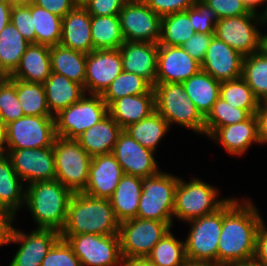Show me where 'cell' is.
<instances>
[{"instance_id":"cell-42","label":"cell","mask_w":267,"mask_h":266,"mask_svg":"<svg viewBox=\"0 0 267 266\" xmlns=\"http://www.w3.org/2000/svg\"><path fill=\"white\" fill-rule=\"evenodd\" d=\"M220 98L233 107L247 110L251 115L255 114L259 104V100L242 77L221 82Z\"/></svg>"},{"instance_id":"cell-15","label":"cell","mask_w":267,"mask_h":266,"mask_svg":"<svg viewBox=\"0 0 267 266\" xmlns=\"http://www.w3.org/2000/svg\"><path fill=\"white\" fill-rule=\"evenodd\" d=\"M61 238L54 229L35 228L28 234L12 226L8 244H19L9 266H41L46 254Z\"/></svg>"},{"instance_id":"cell-14","label":"cell","mask_w":267,"mask_h":266,"mask_svg":"<svg viewBox=\"0 0 267 266\" xmlns=\"http://www.w3.org/2000/svg\"><path fill=\"white\" fill-rule=\"evenodd\" d=\"M118 16L125 41L158 43L162 17L143 0H129Z\"/></svg>"},{"instance_id":"cell-48","label":"cell","mask_w":267,"mask_h":266,"mask_svg":"<svg viewBox=\"0 0 267 266\" xmlns=\"http://www.w3.org/2000/svg\"><path fill=\"white\" fill-rule=\"evenodd\" d=\"M129 0H83L81 5L93 16L118 15Z\"/></svg>"},{"instance_id":"cell-61","label":"cell","mask_w":267,"mask_h":266,"mask_svg":"<svg viewBox=\"0 0 267 266\" xmlns=\"http://www.w3.org/2000/svg\"><path fill=\"white\" fill-rule=\"evenodd\" d=\"M186 266H225L218 264L217 262H191L187 261Z\"/></svg>"},{"instance_id":"cell-22","label":"cell","mask_w":267,"mask_h":266,"mask_svg":"<svg viewBox=\"0 0 267 266\" xmlns=\"http://www.w3.org/2000/svg\"><path fill=\"white\" fill-rule=\"evenodd\" d=\"M119 51L123 71L140 75L153 86L156 84L158 43L124 41Z\"/></svg>"},{"instance_id":"cell-29","label":"cell","mask_w":267,"mask_h":266,"mask_svg":"<svg viewBox=\"0 0 267 266\" xmlns=\"http://www.w3.org/2000/svg\"><path fill=\"white\" fill-rule=\"evenodd\" d=\"M142 181L143 179L140 177L125 174L109 198L120 223L137 217Z\"/></svg>"},{"instance_id":"cell-26","label":"cell","mask_w":267,"mask_h":266,"mask_svg":"<svg viewBox=\"0 0 267 266\" xmlns=\"http://www.w3.org/2000/svg\"><path fill=\"white\" fill-rule=\"evenodd\" d=\"M154 111L155 94L124 96L114 100L108 106V114L123 130L148 117Z\"/></svg>"},{"instance_id":"cell-58","label":"cell","mask_w":267,"mask_h":266,"mask_svg":"<svg viewBox=\"0 0 267 266\" xmlns=\"http://www.w3.org/2000/svg\"><path fill=\"white\" fill-rule=\"evenodd\" d=\"M121 266H157L147 259H123Z\"/></svg>"},{"instance_id":"cell-41","label":"cell","mask_w":267,"mask_h":266,"mask_svg":"<svg viewBox=\"0 0 267 266\" xmlns=\"http://www.w3.org/2000/svg\"><path fill=\"white\" fill-rule=\"evenodd\" d=\"M16 94L25 116H52L43 84L16 79Z\"/></svg>"},{"instance_id":"cell-39","label":"cell","mask_w":267,"mask_h":266,"mask_svg":"<svg viewBox=\"0 0 267 266\" xmlns=\"http://www.w3.org/2000/svg\"><path fill=\"white\" fill-rule=\"evenodd\" d=\"M242 78L259 100H267V54L261 50L244 56Z\"/></svg>"},{"instance_id":"cell-51","label":"cell","mask_w":267,"mask_h":266,"mask_svg":"<svg viewBox=\"0 0 267 266\" xmlns=\"http://www.w3.org/2000/svg\"><path fill=\"white\" fill-rule=\"evenodd\" d=\"M155 13L163 17L172 13L186 11L196 0H143Z\"/></svg>"},{"instance_id":"cell-55","label":"cell","mask_w":267,"mask_h":266,"mask_svg":"<svg viewBox=\"0 0 267 266\" xmlns=\"http://www.w3.org/2000/svg\"><path fill=\"white\" fill-rule=\"evenodd\" d=\"M14 219L13 213H0V246L8 244Z\"/></svg>"},{"instance_id":"cell-30","label":"cell","mask_w":267,"mask_h":266,"mask_svg":"<svg viewBox=\"0 0 267 266\" xmlns=\"http://www.w3.org/2000/svg\"><path fill=\"white\" fill-rule=\"evenodd\" d=\"M184 89L196 109L205 118L212 110L213 104L220 97L221 82L215 80L210 74L200 70L183 83Z\"/></svg>"},{"instance_id":"cell-20","label":"cell","mask_w":267,"mask_h":266,"mask_svg":"<svg viewBox=\"0 0 267 266\" xmlns=\"http://www.w3.org/2000/svg\"><path fill=\"white\" fill-rule=\"evenodd\" d=\"M201 70V63L182 46L158 45L156 83H183Z\"/></svg>"},{"instance_id":"cell-35","label":"cell","mask_w":267,"mask_h":266,"mask_svg":"<svg viewBox=\"0 0 267 266\" xmlns=\"http://www.w3.org/2000/svg\"><path fill=\"white\" fill-rule=\"evenodd\" d=\"M91 38L94 50L119 49L125 41L118 15H91Z\"/></svg>"},{"instance_id":"cell-45","label":"cell","mask_w":267,"mask_h":266,"mask_svg":"<svg viewBox=\"0 0 267 266\" xmlns=\"http://www.w3.org/2000/svg\"><path fill=\"white\" fill-rule=\"evenodd\" d=\"M194 31L197 33H215L218 21L215 12L201 1H195L194 5L186 10Z\"/></svg>"},{"instance_id":"cell-1","label":"cell","mask_w":267,"mask_h":266,"mask_svg":"<svg viewBox=\"0 0 267 266\" xmlns=\"http://www.w3.org/2000/svg\"><path fill=\"white\" fill-rule=\"evenodd\" d=\"M246 197H230L224 204V216L218 242L217 263L225 266L254 258L256 233L262 216L255 203Z\"/></svg>"},{"instance_id":"cell-12","label":"cell","mask_w":267,"mask_h":266,"mask_svg":"<svg viewBox=\"0 0 267 266\" xmlns=\"http://www.w3.org/2000/svg\"><path fill=\"white\" fill-rule=\"evenodd\" d=\"M72 247L82 266H121L120 238L118 234L61 235Z\"/></svg>"},{"instance_id":"cell-43","label":"cell","mask_w":267,"mask_h":266,"mask_svg":"<svg viewBox=\"0 0 267 266\" xmlns=\"http://www.w3.org/2000/svg\"><path fill=\"white\" fill-rule=\"evenodd\" d=\"M250 116L247 110L233 107L219 97L205 117L204 135L209 137L218 127L243 122Z\"/></svg>"},{"instance_id":"cell-49","label":"cell","mask_w":267,"mask_h":266,"mask_svg":"<svg viewBox=\"0 0 267 266\" xmlns=\"http://www.w3.org/2000/svg\"><path fill=\"white\" fill-rule=\"evenodd\" d=\"M203 3L215 12L218 19L249 13L242 0H204Z\"/></svg>"},{"instance_id":"cell-11","label":"cell","mask_w":267,"mask_h":266,"mask_svg":"<svg viewBox=\"0 0 267 266\" xmlns=\"http://www.w3.org/2000/svg\"><path fill=\"white\" fill-rule=\"evenodd\" d=\"M223 216L224 205L211 214L187 222L191 226L184 240L187 261L217 262Z\"/></svg>"},{"instance_id":"cell-13","label":"cell","mask_w":267,"mask_h":266,"mask_svg":"<svg viewBox=\"0 0 267 266\" xmlns=\"http://www.w3.org/2000/svg\"><path fill=\"white\" fill-rule=\"evenodd\" d=\"M56 138L53 116H23L6 125L7 149L52 147Z\"/></svg>"},{"instance_id":"cell-46","label":"cell","mask_w":267,"mask_h":266,"mask_svg":"<svg viewBox=\"0 0 267 266\" xmlns=\"http://www.w3.org/2000/svg\"><path fill=\"white\" fill-rule=\"evenodd\" d=\"M10 22L30 44H36L35 29L31 15V1L27 4H13Z\"/></svg>"},{"instance_id":"cell-52","label":"cell","mask_w":267,"mask_h":266,"mask_svg":"<svg viewBox=\"0 0 267 266\" xmlns=\"http://www.w3.org/2000/svg\"><path fill=\"white\" fill-rule=\"evenodd\" d=\"M31 2L61 18L80 3L78 0H31Z\"/></svg>"},{"instance_id":"cell-33","label":"cell","mask_w":267,"mask_h":266,"mask_svg":"<svg viewBox=\"0 0 267 266\" xmlns=\"http://www.w3.org/2000/svg\"><path fill=\"white\" fill-rule=\"evenodd\" d=\"M25 184L7 156L0 158V200L15 215L25 203Z\"/></svg>"},{"instance_id":"cell-7","label":"cell","mask_w":267,"mask_h":266,"mask_svg":"<svg viewBox=\"0 0 267 266\" xmlns=\"http://www.w3.org/2000/svg\"><path fill=\"white\" fill-rule=\"evenodd\" d=\"M53 151L56 180L72 193L83 192L88 183L92 157L75 139L57 137Z\"/></svg>"},{"instance_id":"cell-60","label":"cell","mask_w":267,"mask_h":266,"mask_svg":"<svg viewBox=\"0 0 267 266\" xmlns=\"http://www.w3.org/2000/svg\"><path fill=\"white\" fill-rule=\"evenodd\" d=\"M229 266H265V265L261 264L260 262L256 261L253 258V259H250V260L237 262V263L231 264Z\"/></svg>"},{"instance_id":"cell-63","label":"cell","mask_w":267,"mask_h":266,"mask_svg":"<svg viewBox=\"0 0 267 266\" xmlns=\"http://www.w3.org/2000/svg\"><path fill=\"white\" fill-rule=\"evenodd\" d=\"M7 1L12 4H27L31 0H7Z\"/></svg>"},{"instance_id":"cell-9","label":"cell","mask_w":267,"mask_h":266,"mask_svg":"<svg viewBox=\"0 0 267 266\" xmlns=\"http://www.w3.org/2000/svg\"><path fill=\"white\" fill-rule=\"evenodd\" d=\"M265 24L267 18L253 12L222 18L216 23L215 36L243 56H247L262 50L263 33L259 28Z\"/></svg>"},{"instance_id":"cell-31","label":"cell","mask_w":267,"mask_h":266,"mask_svg":"<svg viewBox=\"0 0 267 266\" xmlns=\"http://www.w3.org/2000/svg\"><path fill=\"white\" fill-rule=\"evenodd\" d=\"M51 71L84 87L87 54L57 44L50 47Z\"/></svg>"},{"instance_id":"cell-23","label":"cell","mask_w":267,"mask_h":266,"mask_svg":"<svg viewBox=\"0 0 267 266\" xmlns=\"http://www.w3.org/2000/svg\"><path fill=\"white\" fill-rule=\"evenodd\" d=\"M208 138L218 145L221 144L232 156L245 154L254 143L261 144L255 114L243 122L218 127Z\"/></svg>"},{"instance_id":"cell-53","label":"cell","mask_w":267,"mask_h":266,"mask_svg":"<svg viewBox=\"0 0 267 266\" xmlns=\"http://www.w3.org/2000/svg\"><path fill=\"white\" fill-rule=\"evenodd\" d=\"M254 259L267 266V225L263 219L256 233Z\"/></svg>"},{"instance_id":"cell-54","label":"cell","mask_w":267,"mask_h":266,"mask_svg":"<svg viewBox=\"0 0 267 266\" xmlns=\"http://www.w3.org/2000/svg\"><path fill=\"white\" fill-rule=\"evenodd\" d=\"M255 116L257 119L259 141L261 145L267 144V100L259 101Z\"/></svg>"},{"instance_id":"cell-19","label":"cell","mask_w":267,"mask_h":266,"mask_svg":"<svg viewBox=\"0 0 267 266\" xmlns=\"http://www.w3.org/2000/svg\"><path fill=\"white\" fill-rule=\"evenodd\" d=\"M244 56L215 35L201 63V70L219 82L242 77Z\"/></svg>"},{"instance_id":"cell-59","label":"cell","mask_w":267,"mask_h":266,"mask_svg":"<svg viewBox=\"0 0 267 266\" xmlns=\"http://www.w3.org/2000/svg\"><path fill=\"white\" fill-rule=\"evenodd\" d=\"M0 154L7 155L6 125L0 121Z\"/></svg>"},{"instance_id":"cell-2","label":"cell","mask_w":267,"mask_h":266,"mask_svg":"<svg viewBox=\"0 0 267 266\" xmlns=\"http://www.w3.org/2000/svg\"><path fill=\"white\" fill-rule=\"evenodd\" d=\"M119 227L109 199L76 192L69 200L66 223L60 235H112L119 233Z\"/></svg>"},{"instance_id":"cell-3","label":"cell","mask_w":267,"mask_h":266,"mask_svg":"<svg viewBox=\"0 0 267 266\" xmlns=\"http://www.w3.org/2000/svg\"><path fill=\"white\" fill-rule=\"evenodd\" d=\"M72 192L59 180L38 181L25 187V208L28 209L36 228H64Z\"/></svg>"},{"instance_id":"cell-62","label":"cell","mask_w":267,"mask_h":266,"mask_svg":"<svg viewBox=\"0 0 267 266\" xmlns=\"http://www.w3.org/2000/svg\"><path fill=\"white\" fill-rule=\"evenodd\" d=\"M262 50L267 54V34H262Z\"/></svg>"},{"instance_id":"cell-34","label":"cell","mask_w":267,"mask_h":266,"mask_svg":"<svg viewBox=\"0 0 267 266\" xmlns=\"http://www.w3.org/2000/svg\"><path fill=\"white\" fill-rule=\"evenodd\" d=\"M169 129L171 128L168 122L155 110L148 117L126 127L124 131L143 147L156 153L157 145Z\"/></svg>"},{"instance_id":"cell-24","label":"cell","mask_w":267,"mask_h":266,"mask_svg":"<svg viewBox=\"0 0 267 266\" xmlns=\"http://www.w3.org/2000/svg\"><path fill=\"white\" fill-rule=\"evenodd\" d=\"M60 44L86 54L94 50L91 38V15L81 3L62 18Z\"/></svg>"},{"instance_id":"cell-10","label":"cell","mask_w":267,"mask_h":266,"mask_svg":"<svg viewBox=\"0 0 267 266\" xmlns=\"http://www.w3.org/2000/svg\"><path fill=\"white\" fill-rule=\"evenodd\" d=\"M108 114L101 95L85 94L54 116L57 137L76 139Z\"/></svg>"},{"instance_id":"cell-36","label":"cell","mask_w":267,"mask_h":266,"mask_svg":"<svg viewBox=\"0 0 267 266\" xmlns=\"http://www.w3.org/2000/svg\"><path fill=\"white\" fill-rule=\"evenodd\" d=\"M195 33L186 11L165 15L161 19L158 45L182 46Z\"/></svg>"},{"instance_id":"cell-6","label":"cell","mask_w":267,"mask_h":266,"mask_svg":"<svg viewBox=\"0 0 267 266\" xmlns=\"http://www.w3.org/2000/svg\"><path fill=\"white\" fill-rule=\"evenodd\" d=\"M178 180V176L162 171L144 178L137 217L174 222V198Z\"/></svg>"},{"instance_id":"cell-32","label":"cell","mask_w":267,"mask_h":266,"mask_svg":"<svg viewBox=\"0 0 267 266\" xmlns=\"http://www.w3.org/2000/svg\"><path fill=\"white\" fill-rule=\"evenodd\" d=\"M30 45L10 22L0 32V77L11 76Z\"/></svg>"},{"instance_id":"cell-17","label":"cell","mask_w":267,"mask_h":266,"mask_svg":"<svg viewBox=\"0 0 267 266\" xmlns=\"http://www.w3.org/2000/svg\"><path fill=\"white\" fill-rule=\"evenodd\" d=\"M112 154L126 175L144 179L161 171L154 158L155 152L143 147L124 130L119 134Z\"/></svg>"},{"instance_id":"cell-56","label":"cell","mask_w":267,"mask_h":266,"mask_svg":"<svg viewBox=\"0 0 267 266\" xmlns=\"http://www.w3.org/2000/svg\"><path fill=\"white\" fill-rule=\"evenodd\" d=\"M12 3L0 0V32L10 23Z\"/></svg>"},{"instance_id":"cell-21","label":"cell","mask_w":267,"mask_h":266,"mask_svg":"<svg viewBox=\"0 0 267 266\" xmlns=\"http://www.w3.org/2000/svg\"><path fill=\"white\" fill-rule=\"evenodd\" d=\"M124 175L112 153L92 157L89 179L83 193L95 198L109 199Z\"/></svg>"},{"instance_id":"cell-57","label":"cell","mask_w":267,"mask_h":266,"mask_svg":"<svg viewBox=\"0 0 267 266\" xmlns=\"http://www.w3.org/2000/svg\"><path fill=\"white\" fill-rule=\"evenodd\" d=\"M242 2L249 12H253L267 18V0H242ZM262 4H266V7H264L265 9H263L264 11L261 13L257 9H259L258 6H262Z\"/></svg>"},{"instance_id":"cell-16","label":"cell","mask_w":267,"mask_h":266,"mask_svg":"<svg viewBox=\"0 0 267 266\" xmlns=\"http://www.w3.org/2000/svg\"><path fill=\"white\" fill-rule=\"evenodd\" d=\"M16 174L25 186L38 181L56 179L55 155L52 147L7 149Z\"/></svg>"},{"instance_id":"cell-8","label":"cell","mask_w":267,"mask_h":266,"mask_svg":"<svg viewBox=\"0 0 267 266\" xmlns=\"http://www.w3.org/2000/svg\"><path fill=\"white\" fill-rule=\"evenodd\" d=\"M173 223L138 217L121 222L118 235L123 259H146Z\"/></svg>"},{"instance_id":"cell-38","label":"cell","mask_w":267,"mask_h":266,"mask_svg":"<svg viewBox=\"0 0 267 266\" xmlns=\"http://www.w3.org/2000/svg\"><path fill=\"white\" fill-rule=\"evenodd\" d=\"M33 29L36 34V44L49 47L60 44L62 35V18L50 13L45 8L31 2Z\"/></svg>"},{"instance_id":"cell-28","label":"cell","mask_w":267,"mask_h":266,"mask_svg":"<svg viewBox=\"0 0 267 266\" xmlns=\"http://www.w3.org/2000/svg\"><path fill=\"white\" fill-rule=\"evenodd\" d=\"M43 86L48 108L53 117L86 94L81 84L54 72H51Z\"/></svg>"},{"instance_id":"cell-18","label":"cell","mask_w":267,"mask_h":266,"mask_svg":"<svg viewBox=\"0 0 267 266\" xmlns=\"http://www.w3.org/2000/svg\"><path fill=\"white\" fill-rule=\"evenodd\" d=\"M122 71L119 49L93 50L86 59L85 93L102 95Z\"/></svg>"},{"instance_id":"cell-37","label":"cell","mask_w":267,"mask_h":266,"mask_svg":"<svg viewBox=\"0 0 267 266\" xmlns=\"http://www.w3.org/2000/svg\"><path fill=\"white\" fill-rule=\"evenodd\" d=\"M141 94H155L153 85L140 75L122 71L101 96L109 106L118 98Z\"/></svg>"},{"instance_id":"cell-44","label":"cell","mask_w":267,"mask_h":266,"mask_svg":"<svg viewBox=\"0 0 267 266\" xmlns=\"http://www.w3.org/2000/svg\"><path fill=\"white\" fill-rule=\"evenodd\" d=\"M23 116L16 94V79L0 77V121L7 125Z\"/></svg>"},{"instance_id":"cell-50","label":"cell","mask_w":267,"mask_h":266,"mask_svg":"<svg viewBox=\"0 0 267 266\" xmlns=\"http://www.w3.org/2000/svg\"><path fill=\"white\" fill-rule=\"evenodd\" d=\"M215 33H195L189 38L182 48L198 62L202 63L206 51Z\"/></svg>"},{"instance_id":"cell-40","label":"cell","mask_w":267,"mask_h":266,"mask_svg":"<svg viewBox=\"0 0 267 266\" xmlns=\"http://www.w3.org/2000/svg\"><path fill=\"white\" fill-rule=\"evenodd\" d=\"M146 259L157 266H186L185 243L176 239L170 230L152 248Z\"/></svg>"},{"instance_id":"cell-47","label":"cell","mask_w":267,"mask_h":266,"mask_svg":"<svg viewBox=\"0 0 267 266\" xmlns=\"http://www.w3.org/2000/svg\"><path fill=\"white\" fill-rule=\"evenodd\" d=\"M41 266H82L68 242L60 238L44 257Z\"/></svg>"},{"instance_id":"cell-64","label":"cell","mask_w":267,"mask_h":266,"mask_svg":"<svg viewBox=\"0 0 267 266\" xmlns=\"http://www.w3.org/2000/svg\"><path fill=\"white\" fill-rule=\"evenodd\" d=\"M0 213H12L0 200Z\"/></svg>"},{"instance_id":"cell-4","label":"cell","mask_w":267,"mask_h":266,"mask_svg":"<svg viewBox=\"0 0 267 266\" xmlns=\"http://www.w3.org/2000/svg\"><path fill=\"white\" fill-rule=\"evenodd\" d=\"M155 110L168 122L204 135L205 118L196 109L182 83H156Z\"/></svg>"},{"instance_id":"cell-5","label":"cell","mask_w":267,"mask_h":266,"mask_svg":"<svg viewBox=\"0 0 267 266\" xmlns=\"http://www.w3.org/2000/svg\"><path fill=\"white\" fill-rule=\"evenodd\" d=\"M218 191L201 178L187 182L180 177L175 189L173 219L188 222L217 211L230 199H220Z\"/></svg>"},{"instance_id":"cell-25","label":"cell","mask_w":267,"mask_h":266,"mask_svg":"<svg viewBox=\"0 0 267 266\" xmlns=\"http://www.w3.org/2000/svg\"><path fill=\"white\" fill-rule=\"evenodd\" d=\"M122 131L121 126L107 114L75 140L91 157H95L112 153Z\"/></svg>"},{"instance_id":"cell-27","label":"cell","mask_w":267,"mask_h":266,"mask_svg":"<svg viewBox=\"0 0 267 266\" xmlns=\"http://www.w3.org/2000/svg\"><path fill=\"white\" fill-rule=\"evenodd\" d=\"M51 72L50 47L41 44H30L22 55L19 66L9 77L25 82L43 84Z\"/></svg>"}]
</instances>
